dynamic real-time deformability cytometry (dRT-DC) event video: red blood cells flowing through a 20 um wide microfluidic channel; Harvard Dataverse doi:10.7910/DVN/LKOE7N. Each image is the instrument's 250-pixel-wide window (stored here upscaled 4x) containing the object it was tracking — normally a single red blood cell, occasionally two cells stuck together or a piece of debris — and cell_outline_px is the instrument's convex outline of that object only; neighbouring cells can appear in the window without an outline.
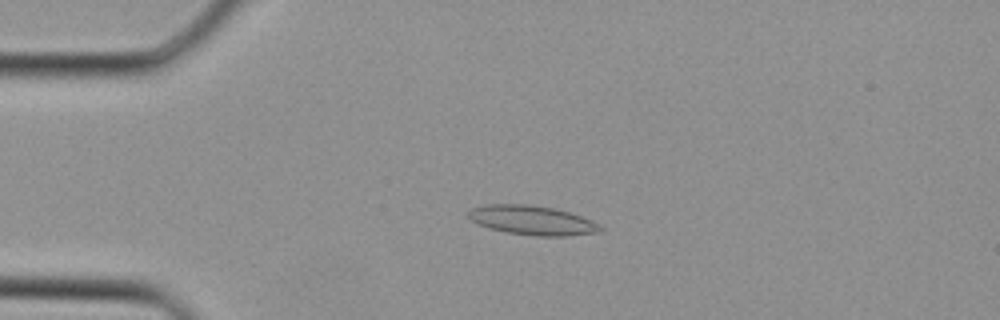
{"species": "Egyptian fruit bat (a non-hibernating species)", "species_latin": "Rousettus aegyptiacus", "temperature_condition": "cold", "stored_images_in_passage": 21, "camera_frame_rate_fps": 3000, "um_per_image_px": 0.085, "animal": {"sex": "female"}, "frame": {"image": 1, "passage_image": 6, "time_ms": 1.667, "image_size_px": [1000, 320], "cell_outline_px": [[604, 228], [596, 232], [568, 236], [536, 236], [508, 232], [488, 228], [476, 224], [468, 216], [468, 212], [472, 208], [488, 204], [528, 204], [556, 208], [592, 220], [600, 224]], "centroid_in_image_um": [45.23, 18.72], "position_along_channel_um": 39.8, "area_um2": 22.54}}
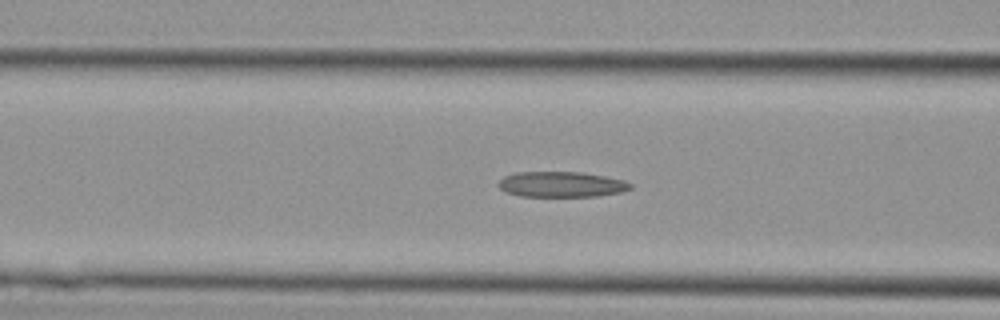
{"frame": {"image": 2, "passage_image": 12, "time_ms": 3.667, "image_size_px": [1000, 320], "cell_outline_px": [[632, 188], [620, 192], [596, 196], [520, 196], [504, 192], [496, 184], [504, 176], [516, 172], [580, 172], [604, 176], [624, 180], [632, 184]], "centroid_in_image_um": [47.68, 15.67], "position_along_channel_um": 118.9, "area_um2": 19.59}}
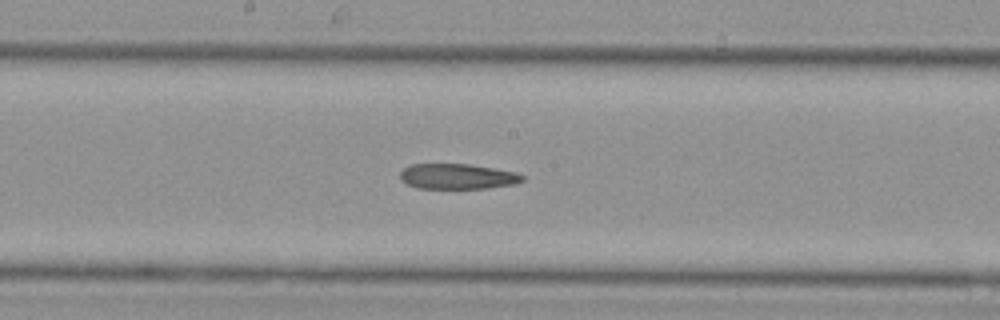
{"frame": {"image": 3, "passage_image": 17, "time_ms": 5.333, "image_size_px": [1000, 320], "cell_outline_px": [[524, 180], [512, 184], [484, 188], [416, 188], [400, 180], [400, 172], [408, 164], [468, 164], [516, 172], [524, 176]], "centroid_in_image_um": [38.83, 14.99], "position_along_channel_um": 209.4, "area_um2": 17.92}}